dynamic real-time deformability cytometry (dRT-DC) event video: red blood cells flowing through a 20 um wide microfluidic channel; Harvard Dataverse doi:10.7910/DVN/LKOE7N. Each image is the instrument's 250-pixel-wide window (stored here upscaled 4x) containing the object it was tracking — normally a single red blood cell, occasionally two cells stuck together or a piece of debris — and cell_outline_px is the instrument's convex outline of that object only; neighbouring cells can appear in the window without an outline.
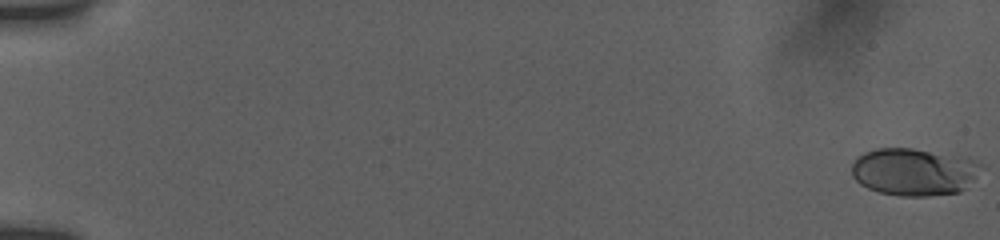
{"species": "human", "species_latin": "Homo sapiens", "temperature_condition": "room temperature", "stored_images_in_passage": 45, "camera_frame_rate_fps": 3000, "um_per_image_px": 0.085, "donor": {"sex": "female"}, "frame": {"image": 1, "passage_image": 1, "time_ms": 0.0, "image_size_px": [1000, 240], "cell_outline_px": [[984, 164], [964, 188], [960, 192], [928, 196], [900, 196], [880, 192], [868, 188], [860, 184], [852, 176], [852, 164], [864, 152], [876, 148], [912, 148], [968, 156]], "centroid_in_image_um": [77.7, 14.58], "position_along_channel_um": 7.3, "area_um2": 35.89}}
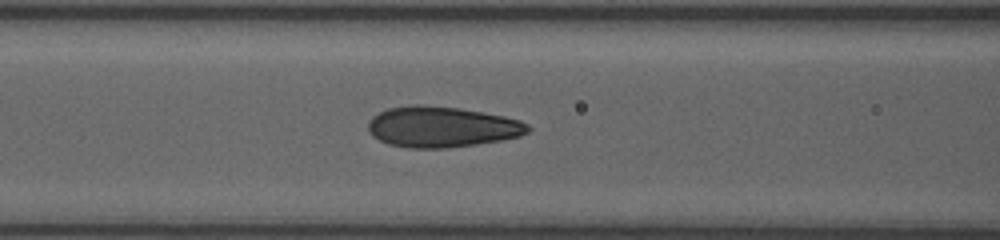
{"frame": {"image": 2, "passage_image": 26, "time_ms": 8.333, "image_size_px": [1000, 240], "cell_outline_px": [[532, 128], [528, 132], [520, 136], [500, 140], [476, 144], [448, 148], [408, 148], [388, 144], [372, 136], [368, 132], [368, 124], [372, 116], [388, 108], [408, 104], [420, 104], [460, 108], [504, 116], [520, 120], [528, 124]], "centroid_in_image_um": [37.53, 10.78], "position_along_channel_um": 129.1, "area_um2": 38.21}}
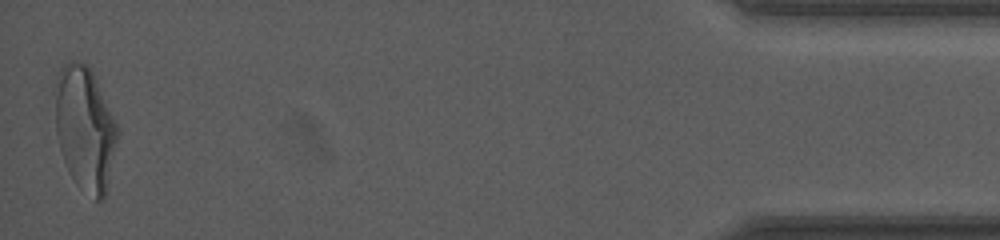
{"frame": {"image": 3, "passage_image": 45, "time_ms": 18.333, "image_size_px": [1000, 240], "cell_outline_px": [[120, 132], [104, 200], [96, 200], [76, 184], [68, 172], [60, 148], [56, 132], [52, 88], [56, 76], [60, 68], [68, 60], [80, 60], [88, 64], [120, 128]], "centroid_in_image_um": [7.2, 10.86], "position_along_channel_um": 428.0, "area_um2": 46.12}, "authors_computed_cell_mechanics": {"area_um2": 36.3562, "velocity_mm_per_s": 3.7875, "shape_relaxation_time_tau1_ms": 4.8852, "shape_relaxation_time_tau2_ms": null, "deformation_change_tau1": 0.1685, "deformation_change_tau2": null}}